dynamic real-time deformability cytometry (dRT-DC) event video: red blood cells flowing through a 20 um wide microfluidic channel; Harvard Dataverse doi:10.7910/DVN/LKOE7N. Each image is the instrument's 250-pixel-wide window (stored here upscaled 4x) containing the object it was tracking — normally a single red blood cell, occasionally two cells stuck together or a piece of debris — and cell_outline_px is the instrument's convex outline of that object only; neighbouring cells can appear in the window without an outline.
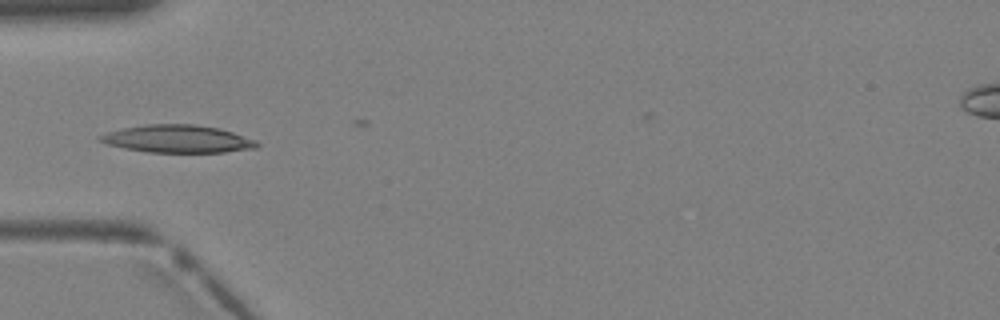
{"species": "Egyptian fruit bat (a non-hibernating species)", "species_latin": "Rousettus aegyptiacus", "temperature_condition": "warm", "stored_images_in_passage": 5, "camera_frame_rate_fps": 3000, "um_per_image_px": 0.085, "animal": {"sex": "female"}, "frame": {"image": 1, "passage_image": 4, "time_ms": 1.0, "image_size_px": [1000, 320], "cell_outline_px": [[260, 144], [256, 148], [224, 152], [144, 152], [124, 148], [108, 144], [96, 140], [96, 136], [108, 132], [124, 128], [144, 124], [192, 124], [220, 128], [256, 140]], "centroid_in_image_um": [15.07, 11.8], "position_along_channel_um": 69.9, "area_um2": 25.32}}